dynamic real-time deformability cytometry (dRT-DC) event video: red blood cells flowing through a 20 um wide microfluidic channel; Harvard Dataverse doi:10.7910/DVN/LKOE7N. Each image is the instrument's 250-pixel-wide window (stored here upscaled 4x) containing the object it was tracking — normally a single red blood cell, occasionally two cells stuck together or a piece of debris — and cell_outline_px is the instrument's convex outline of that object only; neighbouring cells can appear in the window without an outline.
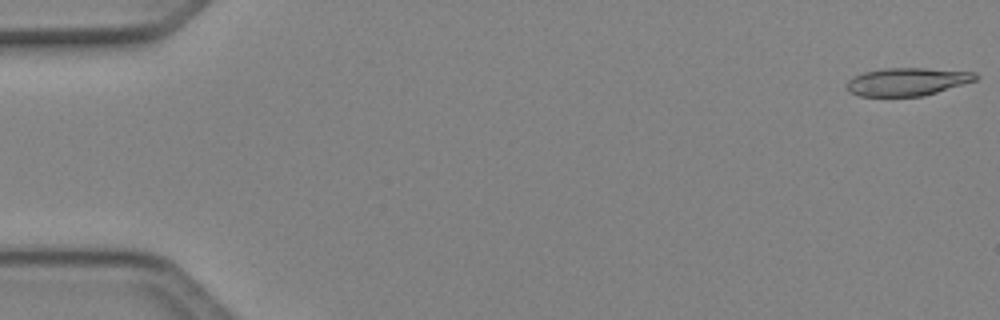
{"species": "Egyptian fruit bat (a non-hibernating species)", "species_latin": "Rousettus aegyptiacus", "temperature_condition": "cold", "stored_images_in_passage": 12, "camera_frame_rate_fps": 3000, "um_per_image_px": 0.085, "animal": {"sex": "female"}, "frame": {"image": 1, "passage_image": 1, "time_ms": 0.0, "image_size_px": [1000, 320], "cell_outline_px": [[980, 76], [976, 80], [964, 84], [924, 96], [860, 96], [848, 92], [844, 88], [844, 84], [852, 76], [864, 72], [884, 68], [924, 68], [976, 72]], "centroid_in_image_um": [77.07, 6.94], "position_along_channel_um": 7.9, "area_um2": 21.27}}